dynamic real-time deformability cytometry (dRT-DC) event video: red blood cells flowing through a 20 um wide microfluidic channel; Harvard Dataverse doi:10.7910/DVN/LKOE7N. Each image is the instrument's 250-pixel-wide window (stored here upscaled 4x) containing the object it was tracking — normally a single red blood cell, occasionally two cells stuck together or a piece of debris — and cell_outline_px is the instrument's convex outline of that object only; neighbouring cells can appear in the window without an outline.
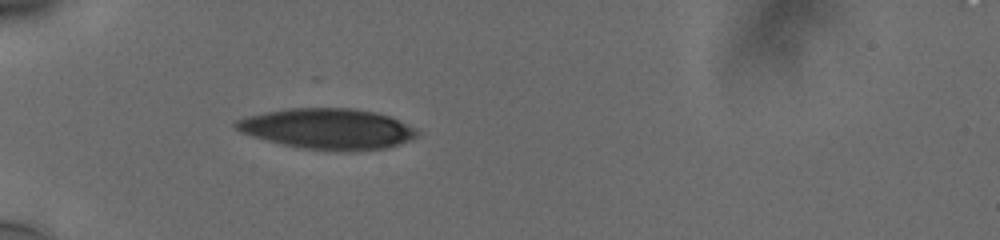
{"species": "human", "species_latin": "Homo sapiens", "temperature_condition": "cold", "stored_images_in_passage": 9, "camera_frame_rate_fps": 3000, "um_per_image_px": 0.085, "donor": {"sex": "male"}, "frame": {"image": 1, "passage_image": 2, "time_ms": 0.333, "image_size_px": [1000, 240], "cell_outline_px": [[416, 136], [412, 140], [388, 148], [356, 152], [344, 152], [300, 148], [252, 136], [240, 132], [232, 124], [236, 120], [248, 116], [264, 112], [288, 108], [352, 108], [376, 112], [388, 116], [416, 128]], "centroid_in_image_um": [27.87, 10.96], "position_along_channel_um": 57.1, "area_um2": 43.18}}
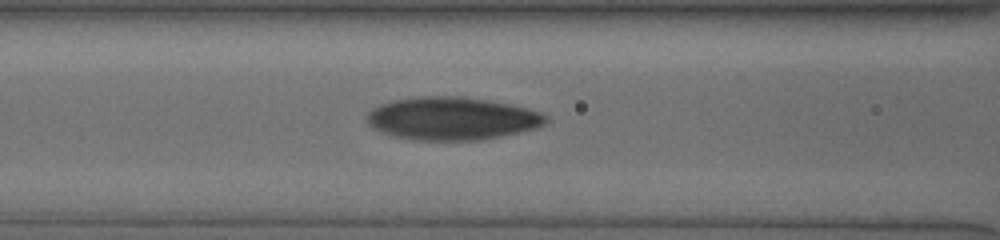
{"frame": {"image": 2, "passage_image": 6, "time_ms": 1.667, "image_size_px": [1000, 240], "cell_outline_px": [[548, 120], [540, 128], [500, 136], [476, 140], [412, 140], [396, 136], [372, 128], [368, 124], [368, 112], [372, 108], [380, 104], [392, 100], [420, 96], [464, 96], [508, 104], [540, 112], [548, 116]], "centroid_in_image_um": [38.42, 10.07], "position_along_channel_um": 128.2, "area_um2": 44.62}}
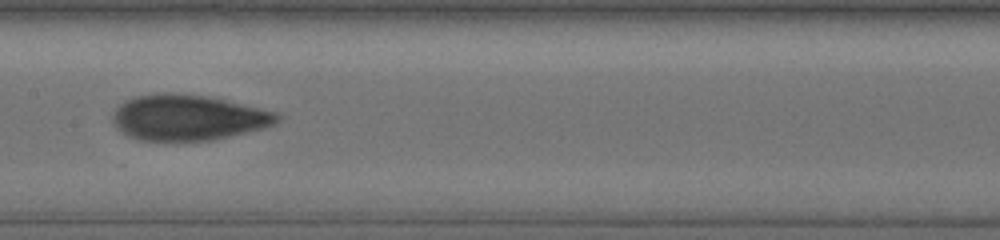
{"frame": {"image": 3, "passage_image": 8, "time_ms": 2.333, "image_size_px": [1000, 240], "cell_outline_px": [[280, 120], [264, 128], [212, 140], [140, 140], [128, 136], [112, 124], [112, 116], [116, 108], [124, 100], [136, 96], [164, 92], [172, 92], [204, 96], [224, 100], [276, 112], [280, 116]], "centroid_in_image_um": [15.93, 9.99], "position_along_channel_um": 191.5, "area_um2": 43.41}}